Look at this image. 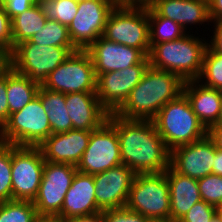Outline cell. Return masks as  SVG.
I'll list each match as a JSON object with an SVG mask.
<instances>
[{
	"instance_id": "4dcf8cb0",
	"label": "cell",
	"mask_w": 222,
	"mask_h": 222,
	"mask_svg": "<svg viewBox=\"0 0 222 222\" xmlns=\"http://www.w3.org/2000/svg\"><path fill=\"white\" fill-rule=\"evenodd\" d=\"M36 214L33 201L8 200L0 203V222H32Z\"/></svg>"
},
{
	"instance_id": "f1b7e54d",
	"label": "cell",
	"mask_w": 222,
	"mask_h": 222,
	"mask_svg": "<svg viewBox=\"0 0 222 222\" xmlns=\"http://www.w3.org/2000/svg\"><path fill=\"white\" fill-rule=\"evenodd\" d=\"M47 19L69 26L77 14L78 0H37Z\"/></svg>"
},
{
	"instance_id": "816d5d0a",
	"label": "cell",
	"mask_w": 222,
	"mask_h": 222,
	"mask_svg": "<svg viewBox=\"0 0 222 222\" xmlns=\"http://www.w3.org/2000/svg\"><path fill=\"white\" fill-rule=\"evenodd\" d=\"M216 207V213L222 217V202H220Z\"/></svg>"
},
{
	"instance_id": "c3c4849f",
	"label": "cell",
	"mask_w": 222,
	"mask_h": 222,
	"mask_svg": "<svg viewBox=\"0 0 222 222\" xmlns=\"http://www.w3.org/2000/svg\"><path fill=\"white\" fill-rule=\"evenodd\" d=\"M152 0H130L131 4H149Z\"/></svg>"
},
{
	"instance_id": "d6986e66",
	"label": "cell",
	"mask_w": 222,
	"mask_h": 222,
	"mask_svg": "<svg viewBox=\"0 0 222 222\" xmlns=\"http://www.w3.org/2000/svg\"><path fill=\"white\" fill-rule=\"evenodd\" d=\"M95 190L93 175L77 171L58 215L63 220H72L101 213L102 211L97 207Z\"/></svg>"
},
{
	"instance_id": "f5cc1de1",
	"label": "cell",
	"mask_w": 222,
	"mask_h": 222,
	"mask_svg": "<svg viewBox=\"0 0 222 222\" xmlns=\"http://www.w3.org/2000/svg\"><path fill=\"white\" fill-rule=\"evenodd\" d=\"M3 6V0H0V7Z\"/></svg>"
},
{
	"instance_id": "7a4b0ae2",
	"label": "cell",
	"mask_w": 222,
	"mask_h": 222,
	"mask_svg": "<svg viewBox=\"0 0 222 222\" xmlns=\"http://www.w3.org/2000/svg\"><path fill=\"white\" fill-rule=\"evenodd\" d=\"M184 83L177 74L149 65L115 114L125 119L152 120L163 106L183 93Z\"/></svg>"
},
{
	"instance_id": "8992f818",
	"label": "cell",
	"mask_w": 222,
	"mask_h": 222,
	"mask_svg": "<svg viewBox=\"0 0 222 222\" xmlns=\"http://www.w3.org/2000/svg\"><path fill=\"white\" fill-rule=\"evenodd\" d=\"M50 135L49 117L37 95L23 109L10 114L0 129V142L38 147Z\"/></svg>"
},
{
	"instance_id": "44dd1931",
	"label": "cell",
	"mask_w": 222,
	"mask_h": 222,
	"mask_svg": "<svg viewBox=\"0 0 222 222\" xmlns=\"http://www.w3.org/2000/svg\"><path fill=\"white\" fill-rule=\"evenodd\" d=\"M149 5L162 17L180 24L184 30L188 25L211 22L208 0H152Z\"/></svg>"
},
{
	"instance_id": "f35d334b",
	"label": "cell",
	"mask_w": 222,
	"mask_h": 222,
	"mask_svg": "<svg viewBox=\"0 0 222 222\" xmlns=\"http://www.w3.org/2000/svg\"><path fill=\"white\" fill-rule=\"evenodd\" d=\"M214 23L213 37L211 41L207 43V46L215 53L222 55V19L211 20Z\"/></svg>"
},
{
	"instance_id": "30bf717a",
	"label": "cell",
	"mask_w": 222,
	"mask_h": 222,
	"mask_svg": "<svg viewBox=\"0 0 222 222\" xmlns=\"http://www.w3.org/2000/svg\"><path fill=\"white\" fill-rule=\"evenodd\" d=\"M44 165L39 147L12 145V200L33 201L36 198Z\"/></svg>"
},
{
	"instance_id": "1f68e13d",
	"label": "cell",
	"mask_w": 222,
	"mask_h": 222,
	"mask_svg": "<svg viewBox=\"0 0 222 222\" xmlns=\"http://www.w3.org/2000/svg\"><path fill=\"white\" fill-rule=\"evenodd\" d=\"M12 145L0 142V203L12 200Z\"/></svg>"
},
{
	"instance_id": "cb8c5ba5",
	"label": "cell",
	"mask_w": 222,
	"mask_h": 222,
	"mask_svg": "<svg viewBox=\"0 0 222 222\" xmlns=\"http://www.w3.org/2000/svg\"><path fill=\"white\" fill-rule=\"evenodd\" d=\"M40 84L16 72L11 66L7 69V101L10 114L23 109L38 94Z\"/></svg>"
},
{
	"instance_id": "9a60e30c",
	"label": "cell",
	"mask_w": 222,
	"mask_h": 222,
	"mask_svg": "<svg viewBox=\"0 0 222 222\" xmlns=\"http://www.w3.org/2000/svg\"><path fill=\"white\" fill-rule=\"evenodd\" d=\"M216 147L208 135L171 150L170 166L178 173L200 179L212 174Z\"/></svg>"
},
{
	"instance_id": "603a6c76",
	"label": "cell",
	"mask_w": 222,
	"mask_h": 222,
	"mask_svg": "<svg viewBox=\"0 0 222 222\" xmlns=\"http://www.w3.org/2000/svg\"><path fill=\"white\" fill-rule=\"evenodd\" d=\"M196 80L185 81L183 93L193 112L208 129L218 121L222 91L207 87Z\"/></svg>"
},
{
	"instance_id": "277c9868",
	"label": "cell",
	"mask_w": 222,
	"mask_h": 222,
	"mask_svg": "<svg viewBox=\"0 0 222 222\" xmlns=\"http://www.w3.org/2000/svg\"><path fill=\"white\" fill-rule=\"evenodd\" d=\"M152 121L170 150L207 136L208 129L193 112L184 93L163 106Z\"/></svg>"
},
{
	"instance_id": "ac0fdd59",
	"label": "cell",
	"mask_w": 222,
	"mask_h": 222,
	"mask_svg": "<svg viewBox=\"0 0 222 222\" xmlns=\"http://www.w3.org/2000/svg\"><path fill=\"white\" fill-rule=\"evenodd\" d=\"M91 131L69 130L51 134L38 147L45 161L76 166L88 146Z\"/></svg>"
},
{
	"instance_id": "7bdbcfd3",
	"label": "cell",
	"mask_w": 222,
	"mask_h": 222,
	"mask_svg": "<svg viewBox=\"0 0 222 222\" xmlns=\"http://www.w3.org/2000/svg\"><path fill=\"white\" fill-rule=\"evenodd\" d=\"M212 174L222 176V151L218 149H216L215 153Z\"/></svg>"
},
{
	"instance_id": "ab89813d",
	"label": "cell",
	"mask_w": 222,
	"mask_h": 222,
	"mask_svg": "<svg viewBox=\"0 0 222 222\" xmlns=\"http://www.w3.org/2000/svg\"><path fill=\"white\" fill-rule=\"evenodd\" d=\"M207 135L214 142L215 147L222 151V125L210 126Z\"/></svg>"
},
{
	"instance_id": "2e32d148",
	"label": "cell",
	"mask_w": 222,
	"mask_h": 222,
	"mask_svg": "<svg viewBox=\"0 0 222 222\" xmlns=\"http://www.w3.org/2000/svg\"><path fill=\"white\" fill-rule=\"evenodd\" d=\"M135 175L124 164L94 174L97 207L101 211L125 207Z\"/></svg>"
},
{
	"instance_id": "ba28073f",
	"label": "cell",
	"mask_w": 222,
	"mask_h": 222,
	"mask_svg": "<svg viewBox=\"0 0 222 222\" xmlns=\"http://www.w3.org/2000/svg\"><path fill=\"white\" fill-rule=\"evenodd\" d=\"M126 207L146 218H169L170 191L166 171L136 174L131 184Z\"/></svg>"
},
{
	"instance_id": "60d3db41",
	"label": "cell",
	"mask_w": 222,
	"mask_h": 222,
	"mask_svg": "<svg viewBox=\"0 0 222 222\" xmlns=\"http://www.w3.org/2000/svg\"><path fill=\"white\" fill-rule=\"evenodd\" d=\"M210 20L222 19V0H208Z\"/></svg>"
},
{
	"instance_id": "e0dca14e",
	"label": "cell",
	"mask_w": 222,
	"mask_h": 222,
	"mask_svg": "<svg viewBox=\"0 0 222 222\" xmlns=\"http://www.w3.org/2000/svg\"><path fill=\"white\" fill-rule=\"evenodd\" d=\"M86 51L89 53L96 76L119 71L141 63L147 56L139 49L107 40L100 36Z\"/></svg>"
},
{
	"instance_id": "6da1fadb",
	"label": "cell",
	"mask_w": 222,
	"mask_h": 222,
	"mask_svg": "<svg viewBox=\"0 0 222 222\" xmlns=\"http://www.w3.org/2000/svg\"><path fill=\"white\" fill-rule=\"evenodd\" d=\"M120 143L122 164L135 174L162 173L170 166L171 150L157 132L152 120L121 118L109 113Z\"/></svg>"
},
{
	"instance_id": "8fae6325",
	"label": "cell",
	"mask_w": 222,
	"mask_h": 222,
	"mask_svg": "<svg viewBox=\"0 0 222 222\" xmlns=\"http://www.w3.org/2000/svg\"><path fill=\"white\" fill-rule=\"evenodd\" d=\"M121 164L117 131L106 120L99 128L91 131L88 146L76 169L78 172L94 175Z\"/></svg>"
},
{
	"instance_id": "484cf974",
	"label": "cell",
	"mask_w": 222,
	"mask_h": 222,
	"mask_svg": "<svg viewBox=\"0 0 222 222\" xmlns=\"http://www.w3.org/2000/svg\"><path fill=\"white\" fill-rule=\"evenodd\" d=\"M12 50L22 41L29 40L42 29L47 18L36 2L28 10L14 17L12 20Z\"/></svg>"
},
{
	"instance_id": "d4e9b609",
	"label": "cell",
	"mask_w": 222,
	"mask_h": 222,
	"mask_svg": "<svg viewBox=\"0 0 222 222\" xmlns=\"http://www.w3.org/2000/svg\"><path fill=\"white\" fill-rule=\"evenodd\" d=\"M37 95L49 117L51 134L72 130V120L66 109V94L49 90L41 85Z\"/></svg>"
},
{
	"instance_id": "3957f363",
	"label": "cell",
	"mask_w": 222,
	"mask_h": 222,
	"mask_svg": "<svg viewBox=\"0 0 222 222\" xmlns=\"http://www.w3.org/2000/svg\"><path fill=\"white\" fill-rule=\"evenodd\" d=\"M187 33L177 40L150 44L149 65L175 73L184 81L196 80L202 70L207 42Z\"/></svg>"
},
{
	"instance_id": "f546056e",
	"label": "cell",
	"mask_w": 222,
	"mask_h": 222,
	"mask_svg": "<svg viewBox=\"0 0 222 222\" xmlns=\"http://www.w3.org/2000/svg\"><path fill=\"white\" fill-rule=\"evenodd\" d=\"M197 80L202 81L201 84L204 83L203 85L207 87L222 91V55L213 52L208 46L204 53L202 70Z\"/></svg>"
},
{
	"instance_id": "5bb4252c",
	"label": "cell",
	"mask_w": 222,
	"mask_h": 222,
	"mask_svg": "<svg viewBox=\"0 0 222 222\" xmlns=\"http://www.w3.org/2000/svg\"><path fill=\"white\" fill-rule=\"evenodd\" d=\"M78 170L67 163L45 161L43 177L33 204L38 214H56L61 212L65 195Z\"/></svg>"
},
{
	"instance_id": "4316f807",
	"label": "cell",
	"mask_w": 222,
	"mask_h": 222,
	"mask_svg": "<svg viewBox=\"0 0 222 222\" xmlns=\"http://www.w3.org/2000/svg\"><path fill=\"white\" fill-rule=\"evenodd\" d=\"M148 18L150 30V44H159L177 40L186 35L184 28L168 18L160 16L148 4Z\"/></svg>"
},
{
	"instance_id": "ee69618b",
	"label": "cell",
	"mask_w": 222,
	"mask_h": 222,
	"mask_svg": "<svg viewBox=\"0 0 222 222\" xmlns=\"http://www.w3.org/2000/svg\"><path fill=\"white\" fill-rule=\"evenodd\" d=\"M10 67V53L0 51V76Z\"/></svg>"
},
{
	"instance_id": "bcb514c9",
	"label": "cell",
	"mask_w": 222,
	"mask_h": 222,
	"mask_svg": "<svg viewBox=\"0 0 222 222\" xmlns=\"http://www.w3.org/2000/svg\"><path fill=\"white\" fill-rule=\"evenodd\" d=\"M145 222H174L170 218H146Z\"/></svg>"
},
{
	"instance_id": "f907efd6",
	"label": "cell",
	"mask_w": 222,
	"mask_h": 222,
	"mask_svg": "<svg viewBox=\"0 0 222 222\" xmlns=\"http://www.w3.org/2000/svg\"><path fill=\"white\" fill-rule=\"evenodd\" d=\"M210 222H222V217L216 213Z\"/></svg>"
},
{
	"instance_id": "ffe728a7",
	"label": "cell",
	"mask_w": 222,
	"mask_h": 222,
	"mask_svg": "<svg viewBox=\"0 0 222 222\" xmlns=\"http://www.w3.org/2000/svg\"><path fill=\"white\" fill-rule=\"evenodd\" d=\"M65 102L74 130H95L109 116V112L100 104L96 92L66 94Z\"/></svg>"
},
{
	"instance_id": "681fc988",
	"label": "cell",
	"mask_w": 222,
	"mask_h": 222,
	"mask_svg": "<svg viewBox=\"0 0 222 222\" xmlns=\"http://www.w3.org/2000/svg\"><path fill=\"white\" fill-rule=\"evenodd\" d=\"M214 125H222V99L220 104V112L218 115V121Z\"/></svg>"
},
{
	"instance_id": "83f0119b",
	"label": "cell",
	"mask_w": 222,
	"mask_h": 222,
	"mask_svg": "<svg viewBox=\"0 0 222 222\" xmlns=\"http://www.w3.org/2000/svg\"><path fill=\"white\" fill-rule=\"evenodd\" d=\"M28 41L43 46L74 47L70 40L68 27L51 19H47L45 26Z\"/></svg>"
},
{
	"instance_id": "8d00e7d4",
	"label": "cell",
	"mask_w": 222,
	"mask_h": 222,
	"mask_svg": "<svg viewBox=\"0 0 222 222\" xmlns=\"http://www.w3.org/2000/svg\"><path fill=\"white\" fill-rule=\"evenodd\" d=\"M37 0H3V7L11 20L33 6Z\"/></svg>"
},
{
	"instance_id": "d590c367",
	"label": "cell",
	"mask_w": 222,
	"mask_h": 222,
	"mask_svg": "<svg viewBox=\"0 0 222 222\" xmlns=\"http://www.w3.org/2000/svg\"><path fill=\"white\" fill-rule=\"evenodd\" d=\"M0 50L12 51V22L3 6L0 7Z\"/></svg>"
},
{
	"instance_id": "7dc6e473",
	"label": "cell",
	"mask_w": 222,
	"mask_h": 222,
	"mask_svg": "<svg viewBox=\"0 0 222 222\" xmlns=\"http://www.w3.org/2000/svg\"><path fill=\"white\" fill-rule=\"evenodd\" d=\"M115 5H130V0H110Z\"/></svg>"
},
{
	"instance_id": "836d02e7",
	"label": "cell",
	"mask_w": 222,
	"mask_h": 222,
	"mask_svg": "<svg viewBox=\"0 0 222 222\" xmlns=\"http://www.w3.org/2000/svg\"><path fill=\"white\" fill-rule=\"evenodd\" d=\"M215 214V206L200 200L178 222H210Z\"/></svg>"
},
{
	"instance_id": "52a82bcc",
	"label": "cell",
	"mask_w": 222,
	"mask_h": 222,
	"mask_svg": "<svg viewBox=\"0 0 222 222\" xmlns=\"http://www.w3.org/2000/svg\"><path fill=\"white\" fill-rule=\"evenodd\" d=\"M75 51V47L43 46L26 40L10 52V66L42 85L48 75Z\"/></svg>"
},
{
	"instance_id": "f6af8a7d",
	"label": "cell",
	"mask_w": 222,
	"mask_h": 222,
	"mask_svg": "<svg viewBox=\"0 0 222 222\" xmlns=\"http://www.w3.org/2000/svg\"><path fill=\"white\" fill-rule=\"evenodd\" d=\"M72 222H105L101 213L74 218Z\"/></svg>"
},
{
	"instance_id": "e575fe53",
	"label": "cell",
	"mask_w": 222,
	"mask_h": 222,
	"mask_svg": "<svg viewBox=\"0 0 222 222\" xmlns=\"http://www.w3.org/2000/svg\"><path fill=\"white\" fill-rule=\"evenodd\" d=\"M101 214L105 222H145L146 220L145 216L126 206L103 210Z\"/></svg>"
},
{
	"instance_id": "d6a6232c",
	"label": "cell",
	"mask_w": 222,
	"mask_h": 222,
	"mask_svg": "<svg viewBox=\"0 0 222 222\" xmlns=\"http://www.w3.org/2000/svg\"><path fill=\"white\" fill-rule=\"evenodd\" d=\"M197 182L202 200L213 206L222 202V176L208 174Z\"/></svg>"
},
{
	"instance_id": "5b68a950",
	"label": "cell",
	"mask_w": 222,
	"mask_h": 222,
	"mask_svg": "<svg viewBox=\"0 0 222 222\" xmlns=\"http://www.w3.org/2000/svg\"><path fill=\"white\" fill-rule=\"evenodd\" d=\"M107 40L150 52L148 4L116 5L110 12L104 33Z\"/></svg>"
},
{
	"instance_id": "74e56055",
	"label": "cell",
	"mask_w": 222,
	"mask_h": 222,
	"mask_svg": "<svg viewBox=\"0 0 222 222\" xmlns=\"http://www.w3.org/2000/svg\"><path fill=\"white\" fill-rule=\"evenodd\" d=\"M9 118L7 101V70L0 76V129Z\"/></svg>"
},
{
	"instance_id": "9c48e42d",
	"label": "cell",
	"mask_w": 222,
	"mask_h": 222,
	"mask_svg": "<svg viewBox=\"0 0 222 222\" xmlns=\"http://www.w3.org/2000/svg\"><path fill=\"white\" fill-rule=\"evenodd\" d=\"M97 76L86 50H77L53 70L42 86L64 94L96 92Z\"/></svg>"
},
{
	"instance_id": "db71d44e",
	"label": "cell",
	"mask_w": 222,
	"mask_h": 222,
	"mask_svg": "<svg viewBox=\"0 0 222 222\" xmlns=\"http://www.w3.org/2000/svg\"><path fill=\"white\" fill-rule=\"evenodd\" d=\"M62 222H72L71 220H63Z\"/></svg>"
},
{
	"instance_id": "7c38bea8",
	"label": "cell",
	"mask_w": 222,
	"mask_h": 222,
	"mask_svg": "<svg viewBox=\"0 0 222 222\" xmlns=\"http://www.w3.org/2000/svg\"><path fill=\"white\" fill-rule=\"evenodd\" d=\"M116 5L110 0H79L68 33L77 50H86L103 35L107 18Z\"/></svg>"
},
{
	"instance_id": "7402d4cb",
	"label": "cell",
	"mask_w": 222,
	"mask_h": 222,
	"mask_svg": "<svg viewBox=\"0 0 222 222\" xmlns=\"http://www.w3.org/2000/svg\"><path fill=\"white\" fill-rule=\"evenodd\" d=\"M170 191L169 218L178 222L191 207L199 202L201 195L197 179L176 172L171 166L166 170Z\"/></svg>"
},
{
	"instance_id": "4fadbf2b",
	"label": "cell",
	"mask_w": 222,
	"mask_h": 222,
	"mask_svg": "<svg viewBox=\"0 0 222 222\" xmlns=\"http://www.w3.org/2000/svg\"><path fill=\"white\" fill-rule=\"evenodd\" d=\"M148 67L149 58L146 57L141 63L123 70L97 75L96 95L100 104L109 113H115L141 81Z\"/></svg>"
},
{
	"instance_id": "b9f144b4",
	"label": "cell",
	"mask_w": 222,
	"mask_h": 222,
	"mask_svg": "<svg viewBox=\"0 0 222 222\" xmlns=\"http://www.w3.org/2000/svg\"><path fill=\"white\" fill-rule=\"evenodd\" d=\"M63 219L56 214H36L32 222H62Z\"/></svg>"
}]
</instances>
